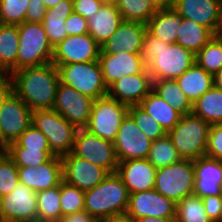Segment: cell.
<instances>
[{"instance_id":"43","label":"cell","mask_w":222,"mask_h":222,"mask_svg":"<svg viewBox=\"0 0 222 222\" xmlns=\"http://www.w3.org/2000/svg\"><path fill=\"white\" fill-rule=\"evenodd\" d=\"M18 183V167L6 153L0 159V198L12 192Z\"/></svg>"},{"instance_id":"61","label":"cell","mask_w":222,"mask_h":222,"mask_svg":"<svg viewBox=\"0 0 222 222\" xmlns=\"http://www.w3.org/2000/svg\"><path fill=\"white\" fill-rule=\"evenodd\" d=\"M5 74L2 72V70L0 69V78L2 77V76H4Z\"/></svg>"},{"instance_id":"50","label":"cell","mask_w":222,"mask_h":222,"mask_svg":"<svg viewBox=\"0 0 222 222\" xmlns=\"http://www.w3.org/2000/svg\"><path fill=\"white\" fill-rule=\"evenodd\" d=\"M13 93V84L9 74H5L0 78V109L7 100V98Z\"/></svg>"},{"instance_id":"17","label":"cell","mask_w":222,"mask_h":222,"mask_svg":"<svg viewBox=\"0 0 222 222\" xmlns=\"http://www.w3.org/2000/svg\"><path fill=\"white\" fill-rule=\"evenodd\" d=\"M176 203L155 189L130 194L127 213L136 219L142 217H175Z\"/></svg>"},{"instance_id":"51","label":"cell","mask_w":222,"mask_h":222,"mask_svg":"<svg viewBox=\"0 0 222 222\" xmlns=\"http://www.w3.org/2000/svg\"><path fill=\"white\" fill-rule=\"evenodd\" d=\"M59 222H99L94 216H91L85 210L68 216H63Z\"/></svg>"},{"instance_id":"30","label":"cell","mask_w":222,"mask_h":222,"mask_svg":"<svg viewBox=\"0 0 222 222\" xmlns=\"http://www.w3.org/2000/svg\"><path fill=\"white\" fill-rule=\"evenodd\" d=\"M176 44L192 51L195 55L212 39L213 32L191 19L183 18Z\"/></svg>"},{"instance_id":"11","label":"cell","mask_w":222,"mask_h":222,"mask_svg":"<svg viewBox=\"0 0 222 222\" xmlns=\"http://www.w3.org/2000/svg\"><path fill=\"white\" fill-rule=\"evenodd\" d=\"M94 99L59 82L53 110L77 128H85L90 120Z\"/></svg>"},{"instance_id":"37","label":"cell","mask_w":222,"mask_h":222,"mask_svg":"<svg viewBox=\"0 0 222 222\" xmlns=\"http://www.w3.org/2000/svg\"><path fill=\"white\" fill-rule=\"evenodd\" d=\"M116 7L124 21L141 22L145 25L157 11L148 0H118Z\"/></svg>"},{"instance_id":"22","label":"cell","mask_w":222,"mask_h":222,"mask_svg":"<svg viewBox=\"0 0 222 222\" xmlns=\"http://www.w3.org/2000/svg\"><path fill=\"white\" fill-rule=\"evenodd\" d=\"M156 172L147 159L120 161L116 170L130 194L154 189Z\"/></svg>"},{"instance_id":"19","label":"cell","mask_w":222,"mask_h":222,"mask_svg":"<svg viewBox=\"0 0 222 222\" xmlns=\"http://www.w3.org/2000/svg\"><path fill=\"white\" fill-rule=\"evenodd\" d=\"M98 61L108 88L122 77L140 74L147 68L141 54L128 52L100 54Z\"/></svg>"},{"instance_id":"53","label":"cell","mask_w":222,"mask_h":222,"mask_svg":"<svg viewBox=\"0 0 222 222\" xmlns=\"http://www.w3.org/2000/svg\"><path fill=\"white\" fill-rule=\"evenodd\" d=\"M156 10L169 9L172 7V0H148Z\"/></svg>"},{"instance_id":"15","label":"cell","mask_w":222,"mask_h":222,"mask_svg":"<svg viewBox=\"0 0 222 222\" xmlns=\"http://www.w3.org/2000/svg\"><path fill=\"white\" fill-rule=\"evenodd\" d=\"M32 110L14 92L0 109V134L9 145L32 124Z\"/></svg>"},{"instance_id":"10","label":"cell","mask_w":222,"mask_h":222,"mask_svg":"<svg viewBox=\"0 0 222 222\" xmlns=\"http://www.w3.org/2000/svg\"><path fill=\"white\" fill-rule=\"evenodd\" d=\"M72 153L95 165L114 173L118 167V159L112 141L102 139L85 128H78Z\"/></svg>"},{"instance_id":"45","label":"cell","mask_w":222,"mask_h":222,"mask_svg":"<svg viewBox=\"0 0 222 222\" xmlns=\"http://www.w3.org/2000/svg\"><path fill=\"white\" fill-rule=\"evenodd\" d=\"M206 156L222 160V123L210 126Z\"/></svg>"},{"instance_id":"44","label":"cell","mask_w":222,"mask_h":222,"mask_svg":"<svg viewBox=\"0 0 222 222\" xmlns=\"http://www.w3.org/2000/svg\"><path fill=\"white\" fill-rule=\"evenodd\" d=\"M8 147H27L28 149H50L46 136L31 124L22 135Z\"/></svg>"},{"instance_id":"47","label":"cell","mask_w":222,"mask_h":222,"mask_svg":"<svg viewBox=\"0 0 222 222\" xmlns=\"http://www.w3.org/2000/svg\"><path fill=\"white\" fill-rule=\"evenodd\" d=\"M201 199L209 218L213 222H222V195H210Z\"/></svg>"},{"instance_id":"35","label":"cell","mask_w":222,"mask_h":222,"mask_svg":"<svg viewBox=\"0 0 222 222\" xmlns=\"http://www.w3.org/2000/svg\"><path fill=\"white\" fill-rule=\"evenodd\" d=\"M146 159L158 169L174 164L182 158L173 145L170 137L166 134L164 137L152 141Z\"/></svg>"},{"instance_id":"12","label":"cell","mask_w":222,"mask_h":222,"mask_svg":"<svg viewBox=\"0 0 222 222\" xmlns=\"http://www.w3.org/2000/svg\"><path fill=\"white\" fill-rule=\"evenodd\" d=\"M118 162L132 159H146L152 140L136 125L134 119L127 114L120 124L113 141Z\"/></svg>"},{"instance_id":"8","label":"cell","mask_w":222,"mask_h":222,"mask_svg":"<svg viewBox=\"0 0 222 222\" xmlns=\"http://www.w3.org/2000/svg\"><path fill=\"white\" fill-rule=\"evenodd\" d=\"M193 160L181 159L178 162L157 169L154 189L176 204L194 194Z\"/></svg>"},{"instance_id":"14","label":"cell","mask_w":222,"mask_h":222,"mask_svg":"<svg viewBox=\"0 0 222 222\" xmlns=\"http://www.w3.org/2000/svg\"><path fill=\"white\" fill-rule=\"evenodd\" d=\"M101 46L89 33L67 36L53 47L52 63L64 65L98 61Z\"/></svg>"},{"instance_id":"18","label":"cell","mask_w":222,"mask_h":222,"mask_svg":"<svg viewBox=\"0 0 222 222\" xmlns=\"http://www.w3.org/2000/svg\"><path fill=\"white\" fill-rule=\"evenodd\" d=\"M19 182L34 192L50 189L63 181L62 159L53 156L48 162L37 167H18Z\"/></svg>"},{"instance_id":"48","label":"cell","mask_w":222,"mask_h":222,"mask_svg":"<svg viewBox=\"0 0 222 222\" xmlns=\"http://www.w3.org/2000/svg\"><path fill=\"white\" fill-rule=\"evenodd\" d=\"M65 28L68 36L88 33L87 19L79 14L72 13L65 21Z\"/></svg>"},{"instance_id":"3","label":"cell","mask_w":222,"mask_h":222,"mask_svg":"<svg viewBox=\"0 0 222 222\" xmlns=\"http://www.w3.org/2000/svg\"><path fill=\"white\" fill-rule=\"evenodd\" d=\"M130 193L121 177L110 173L102 182L85 192L84 210L99 222L112 215L126 213Z\"/></svg>"},{"instance_id":"36","label":"cell","mask_w":222,"mask_h":222,"mask_svg":"<svg viewBox=\"0 0 222 222\" xmlns=\"http://www.w3.org/2000/svg\"><path fill=\"white\" fill-rule=\"evenodd\" d=\"M176 222H213L199 196L190 195L176 205Z\"/></svg>"},{"instance_id":"34","label":"cell","mask_w":222,"mask_h":222,"mask_svg":"<svg viewBox=\"0 0 222 222\" xmlns=\"http://www.w3.org/2000/svg\"><path fill=\"white\" fill-rule=\"evenodd\" d=\"M37 220L59 222L62 218L60 185L37 192Z\"/></svg>"},{"instance_id":"38","label":"cell","mask_w":222,"mask_h":222,"mask_svg":"<svg viewBox=\"0 0 222 222\" xmlns=\"http://www.w3.org/2000/svg\"><path fill=\"white\" fill-rule=\"evenodd\" d=\"M6 153L17 167H37L55 156L50 149H28L27 147H7Z\"/></svg>"},{"instance_id":"46","label":"cell","mask_w":222,"mask_h":222,"mask_svg":"<svg viewBox=\"0 0 222 222\" xmlns=\"http://www.w3.org/2000/svg\"><path fill=\"white\" fill-rule=\"evenodd\" d=\"M73 12L90 19L99 12L102 4L99 0H72Z\"/></svg>"},{"instance_id":"33","label":"cell","mask_w":222,"mask_h":222,"mask_svg":"<svg viewBox=\"0 0 222 222\" xmlns=\"http://www.w3.org/2000/svg\"><path fill=\"white\" fill-rule=\"evenodd\" d=\"M152 90L182 115L192 113V103L181 90L176 80H153Z\"/></svg>"},{"instance_id":"5","label":"cell","mask_w":222,"mask_h":222,"mask_svg":"<svg viewBox=\"0 0 222 222\" xmlns=\"http://www.w3.org/2000/svg\"><path fill=\"white\" fill-rule=\"evenodd\" d=\"M17 27L19 32L17 70L52 63L53 46L42 23L24 21Z\"/></svg>"},{"instance_id":"32","label":"cell","mask_w":222,"mask_h":222,"mask_svg":"<svg viewBox=\"0 0 222 222\" xmlns=\"http://www.w3.org/2000/svg\"><path fill=\"white\" fill-rule=\"evenodd\" d=\"M192 113L210 125L222 123V90L212 86L192 103Z\"/></svg>"},{"instance_id":"59","label":"cell","mask_w":222,"mask_h":222,"mask_svg":"<svg viewBox=\"0 0 222 222\" xmlns=\"http://www.w3.org/2000/svg\"><path fill=\"white\" fill-rule=\"evenodd\" d=\"M8 145L3 141L0 134V152H6Z\"/></svg>"},{"instance_id":"21","label":"cell","mask_w":222,"mask_h":222,"mask_svg":"<svg viewBox=\"0 0 222 222\" xmlns=\"http://www.w3.org/2000/svg\"><path fill=\"white\" fill-rule=\"evenodd\" d=\"M147 26L141 22L123 21L116 32L101 46L100 54H140Z\"/></svg>"},{"instance_id":"54","label":"cell","mask_w":222,"mask_h":222,"mask_svg":"<svg viewBox=\"0 0 222 222\" xmlns=\"http://www.w3.org/2000/svg\"><path fill=\"white\" fill-rule=\"evenodd\" d=\"M135 222H176V217H165V218L142 217L136 219Z\"/></svg>"},{"instance_id":"62","label":"cell","mask_w":222,"mask_h":222,"mask_svg":"<svg viewBox=\"0 0 222 222\" xmlns=\"http://www.w3.org/2000/svg\"><path fill=\"white\" fill-rule=\"evenodd\" d=\"M0 222H9V221H5V220L0 219Z\"/></svg>"},{"instance_id":"16","label":"cell","mask_w":222,"mask_h":222,"mask_svg":"<svg viewBox=\"0 0 222 222\" xmlns=\"http://www.w3.org/2000/svg\"><path fill=\"white\" fill-rule=\"evenodd\" d=\"M61 159L63 181L84 192L94 188L110 174L105 168L75 156L72 152L62 156Z\"/></svg>"},{"instance_id":"28","label":"cell","mask_w":222,"mask_h":222,"mask_svg":"<svg viewBox=\"0 0 222 222\" xmlns=\"http://www.w3.org/2000/svg\"><path fill=\"white\" fill-rule=\"evenodd\" d=\"M176 81L191 103H194L213 86V75L195 63Z\"/></svg>"},{"instance_id":"20","label":"cell","mask_w":222,"mask_h":222,"mask_svg":"<svg viewBox=\"0 0 222 222\" xmlns=\"http://www.w3.org/2000/svg\"><path fill=\"white\" fill-rule=\"evenodd\" d=\"M153 79L147 68L140 74L124 76L108 88V96L127 106L139 105L152 91Z\"/></svg>"},{"instance_id":"58","label":"cell","mask_w":222,"mask_h":222,"mask_svg":"<svg viewBox=\"0 0 222 222\" xmlns=\"http://www.w3.org/2000/svg\"><path fill=\"white\" fill-rule=\"evenodd\" d=\"M102 5H113L116 6L118 0H99Z\"/></svg>"},{"instance_id":"39","label":"cell","mask_w":222,"mask_h":222,"mask_svg":"<svg viewBox=\"0 0 222 222\" xmlns=\"http://www.w3.org/2000/svg\"><path fill=\"white\" fill-rule=\"evenodd\" d=\"M195 56L196 63L214 75L222 69V40L212 38Z\"/></svg>"},{"instance_id":"9","label":"cell","mask_w":222,"mask_h":222,"mask_svg":"<svg viewBox=\"0 0 222 222\" xmlns=\"http://www.w3.org/2000/svg\"><path fill=\"white\" fill-rule=\"evenodd\" d=\"M126 104L120 103L108 95L94 100L90 120L85 127L90 133L114 141L123 119L128 114Z\"/></svg>"},{"instance_id":"29","label":"cell","mask_w":222,"mask_h":222,"mask_svg":"<svg viewBox=\"0 0 222 222\" xmlns=\"http://www.w3.org/2000/svg\"><path fill=\"white\" fill-rule=\"evenodd\" d=\"M139 106L150 114L166 133L171 131L183 116L153 90L141 101Z\"/></svg>"},{"instance_id":"1","label":"cell","mask_w":222,"mask_h":222,"mask_svg":"<svg viewBox=\"0 0 222 222\" xmlns=\"http://www.w3.org/2000/svg\"><path fill=\"white\" fill-rule=\"evenodd\" d=\"M140 54L153 80H176L196 63V56L192 51L176 43L161 41L147 29Z\"/></svg>"},{"instance_id":"6","label":"cell","mask_w":222,"mask_h":222,"mask_svg":"<svg viewBox=\"0 0 222 222\" xmlns=\"http://www.w3.org/2000/svg\"><path fill=\"white\" fill-rule=\"evenodd\" d=\"M32 124L47 138L51 152L58 157L72 152L78 128L53 109L34 110Z\"/></svg>"},{"instance_id":"23","label":"cell","mask_w":222,"mask_h":222,"mask_svg":"<svg viewBox=\"0 0 222 222\" xmlns=\"http://www.w3.org/2000/svg\"><path fill=\"white\" fill-rule=\"evenodd\" d=\"M194 195L200 198L210 195H222V160L207 156L193 160Z\"/></svg>"},{"instance_id":"60","label":"cell","mask_w":222,"mask_h":222,"mask_svg":"<svg viewBox=\"0 0 222 222\" xmlns=\"http://www.w3.org/2000/svg\"><path fill=\"white\" fill-rule=\"evenodd\" d=\"M6 154V152H0V159Z\"/></svg>"},{"instance_id":"56","label":"cell","mask_w":222,"mask_h":222,"mask_svg":"<svg viewBox=\"0 0 222 222\" xmlns=\"http://www.w3.org/2000/svg\"><path fill=\"white\" fill-rule=\"evenodd\" d=\"M213 86L222 90V69L213 75Z\"/></svg>"},{"instance_id":"41","label":"cell","mask_w":222,"mask_h":222,"mask_svg":"<svg viewBox=\"0 0 222 222\" xmlns=\"http://www.w3.org/2000/svg\"><path fill=\"white\" fill-rule=\"evenodd\" d=\"M128 114L134 119L140 130L152 141L167 134L162 126L139 105L129 106Z\"/></svg>"},{"instance_id":"24","label":"cell","mask_w":222,"mask_h":222,"mask_svg":"<svg viewBox=\"0 0 222 222\" xmlns=\"http://www.w3.org/2000/svg\"><path fill=\"white\" fill-rule=\"evenodd\" d=\"M171 8L183 18L191 19L214 32L222 0H172Z\"/></svg>"},{"instance_id":"57","label":"cell","mask_w":222,"mask_h":222,"mask_svg":"<svg viewBox=\"0 0 222 222\" xmlns=\"http://www.w3.org/2000/svg\"><path fill=\"white\" fill-rule=\"evenodd\" d=\"M62 0H44V4L46 6V8H51V7H55L56 5H58Z\"/></svg>"},{"instance_id":"7","label":"cell","mask_w":222,"mask_h":222,"mask_svg":"<svg viewBox=\"0 0 222 222\" xmlns=\"http://www.w3.org/2000/svg\"><path fill=\"white\" fill-rule=\"evenodd\" d=\"M59 81L78 92L96 100L107 96L108 87L104 82L99 61L55 65Z\"/></svg>"},{"instance_id":"2","label":"cell","mask_w":222,"mask_h":222,"mask_svg":"<svg viewBox=\"0 0 222 222\" xmlns=\"http://www.w3.org/2000/svg\"><path fill=\"white\" fill-rule=\"evenodd\" d=\"M13 92L32 110L53 109L59 81L53 63L28 67L10 74Z\"/></svg>"},{"instance_id":"42","label":"cell","mask_w":222,"mask_h":222,"mask_svg":"<svg viewBox=\"0 0 222 222\" xmlns=\"http://www.w3.org/2000/svg\"><path fill=\"white\" fill-rule=\"evenodd\" d=\"M29 0H0V22L19 25L25 21Z\"/></svg>"},{"instance_id":"13","label":"cell","mask_w":222,"mask_h":222,"mask_svg":"<svg viewBox=\"0 0 222 222\" xmlns=\"http://www.w3.org/2000/svg\"><path fill=\"white\" fill-rule=\"evenodd\" d=\"M36 192L23 183L0 198V219L9 222H30L37 220Z\"/></svg>"},{"instance_id":"40","label":"cell","mask_w":222,"mask_h":222,"mask_svg":"<svg viewBox=\"0 0 222 222\" xmlns=\"http://www.w3.org/2000/svg\"><path fill=\"white\" fill-rule=\"evenodd\" d=\"M85 192L65 181L60 183L62 217L84 210Z\"/></svg>"},{"instance_id":"49","label":"cell","mask_w":222,"mask_h":222,"mask_svg":"<svg viewBox=\"0 0 222 222\" xmlns=\"http://www.w3.org/2000/svg\"><path fill=\"white\" fill-rule=\"evenodd\" d=\"M44 0H29L28 9L25 15V21L42 23L46 13Z\"/></svg>"},{"instance_id":"4","label":"cell","mask_w":222,"mask_h":222,"mask_svg":"<svg viewBox=\"0 0 222 222\" xmlns=\"http://www.w3.org/2000/svg\"><path fill=\"white\" fill-rule=\"evenodd\" d=\"M210 124L189 113L167 133L182 159L196 160L206 156Z\"/></svg>"},{"instance_id":"55","label":"cell","mask_w":222,"mask_h":222,"mask_svg":"<svg viewBox=\"0 0 222 222\" xmlns=\"http://www.w3.org/2000/svg\"><path fill=\"white\" fill-rule=\"evenodd\" d=\"M213 37L222 40V9L218 17L216 28L213 32Z\"/></svg>"},{"instance_id":"25","label":"cell","mask_w":222,"mask_h":222,"mask_svg":"<svg viewBox=\"0 0 222 222\" xmlns=\"http://www.w3.org/2000/svg\"><path fill=\"white\" fill-rule=\"evenodd\" d=\"M123 21L122 14L116 6L102 5L99 12L87 20L88 33L102 46L116 32Z\"/></svg>"},{"instance_id":"26","label":"cell","mask_w":222,"mask_h":222,"mask_svg":"<svg viewBox=\"0 0 222 222\" xmlns=\"http://www.w3.org/2000/svg\"><path fill=\"white\" fill-rule=\"evenodd\" d=\"M183 17L173 8L157 10L147 22V30L156 38L174 44L179 35Z\"/></svg>"},{"instance_id":"52","label":"cell","mask_w":222,"mask_h":222,"mask_svg":"<svg viewBox=\"0 0 222 222\" xmlns=\"http://www.w3.org/2000/svg\"><path fill=\"white\" fill-rule=\"evenodd\" d=\"M100 222H135V219L132 218L127 212L117 215H112L107 218L102 219Z\"/></svg>"},{"instance_id":"31","label":"cell","mask_w":222,"mask_h":222,"mask_svg":"<svg viewBox=\"0 0 222 222\" xmlns=\"http://www.w3.org/2000/svg\"><path fill=\"white\" fill-rule=\"evenodd\" d=\"M18 48V27L3 24L0 29V69L4 74L17 71Z\"/></svg>"},{"instance_id":"27","label":"cell","mask_w":222,"mask_h":222,"mask_svg":"<svg viewBox=\"0 0 222 222\" xmlns=\"http://www.w3.org/2000/svg\"><path fill=\"white\" fill-rule=\"evenodd\" d=\"M72 13V0H62L55 7L46 10L42 25L53 47L68 36L65 28V21Z\"/></svg>"}]
</instances>
